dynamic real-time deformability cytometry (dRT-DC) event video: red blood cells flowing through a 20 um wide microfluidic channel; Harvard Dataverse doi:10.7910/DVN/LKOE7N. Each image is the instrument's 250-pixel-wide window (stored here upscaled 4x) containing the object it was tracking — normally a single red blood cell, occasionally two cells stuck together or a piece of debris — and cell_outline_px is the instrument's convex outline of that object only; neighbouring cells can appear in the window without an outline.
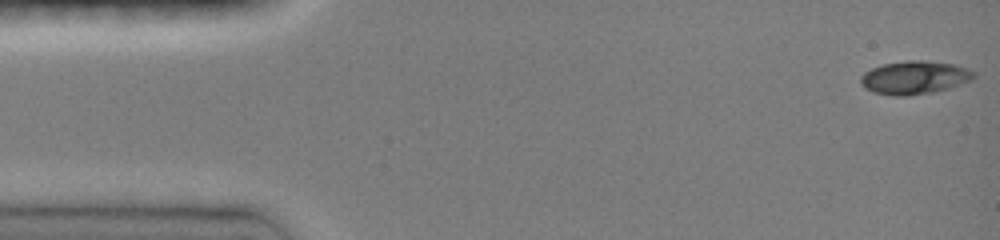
{"species": "common noctule bat (a hibernating species)", "species_latin": "Nyctalus noctula", "temperature_condition": "room temperature", "stored_images_in_passage": 46, "camera_frame_rate_fps": 3000, "um_per_image_px": 0.085, "animal": {"sex": "female", "body_mass_g": 19.0, "forearm_length_mm": 51.5}, "frame": {"image": 1, "passage_image": 1, "time_ms": 0.0, "image_size_px": [1000, 240], "cell_outline_px": [[976, 76], [972, 80], [948, 88], [932, 92], [908, 96], [892, 96], [872, 92], [864, 88], [860, 84], [860, 76], [864, 72], [872, 68], [884, 64], [908, 60], [924, 60], [952, 64], [968, 68], [976, 72]], "centroid_in_image_um": [77.72, 6.6], "position_along_channel_um": 7.3, "area_um2": 22.08}}
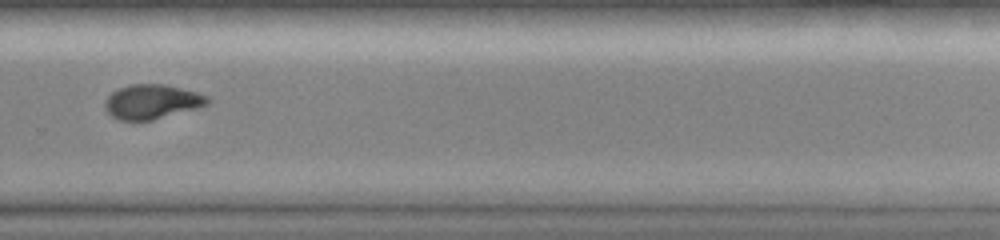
{"frame": {"image": 2, "passage_image": 32, "time_ms": 10.333, "image_size_px": [1000, 240], "cell_outline_px": [[212, 100], [208, 104], [196, 108], [152, 120], [120, 120], [112, 116], [104, 108], [104, 104], [108, 96], [112, 92], [120, 88], [132, 84], [164, 84], [196, 92], [208, 96]], "centroid_in_image_um": [12.92, 8.64], "position_along_channel_um": 316.9, "area_um2": 20.4}}
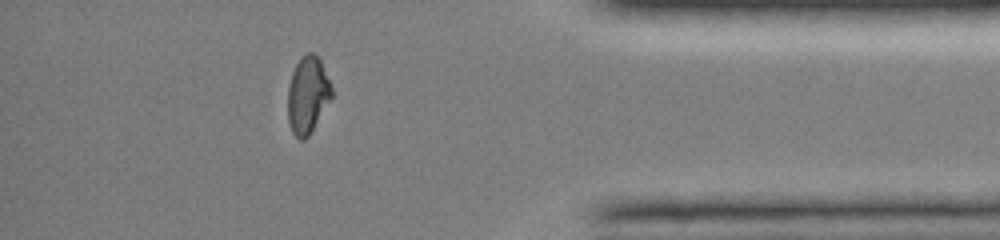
{"frame": {"image": 3, "passage_image": 40, "time_ms": 13.0, "image_size_px": [1000, 240], "cell_outline_px": [[332, 96], [308, 136], [304, 140], [300, 140], [292, 132], [288, 120], [288, 88], [292, 72], [296, 64], [308, 52], [312, 52], [320, 60], [332, 84]], "centroid_in_image_um": [26.15, 8.07], "position_along_channel_um": 409.1, "area_um2": 19.36}, "authors_computed_cell_mechanics": {"area_um2": 21.0103, "velocity_mm_per_s": 4.1579, "shape_relaxation_time_tau1_ms": 6.8458, "shape_relaxation_time_tau2_ms": 1.7135, "deformation_change_tau1": 0.2343, "deformation_change_tau2": 0.04}}